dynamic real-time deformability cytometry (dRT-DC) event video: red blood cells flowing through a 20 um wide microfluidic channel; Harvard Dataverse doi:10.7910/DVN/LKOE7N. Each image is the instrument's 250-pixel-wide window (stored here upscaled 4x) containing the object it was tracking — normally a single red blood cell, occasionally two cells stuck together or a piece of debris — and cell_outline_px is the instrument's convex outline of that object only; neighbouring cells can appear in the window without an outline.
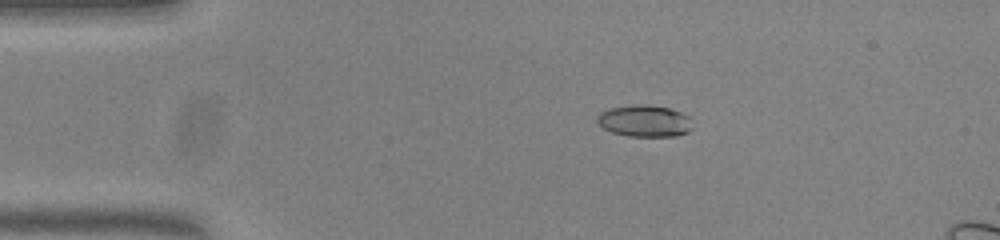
{"species": "common noctule bat (a hibernating species)", "species_latin": "Nyctalus noctula", "temperature_condition": "warm", "stored_images_in_passage": 53, "camera_frame_rate_fps": 3000, "um_per_image_px": 0.085, "animal": {"sex": "female", "body_mass_g": 23.0, "forearm_length_mm": 53.4}, "frame": {"image": 1, "passage_image": 10, "time_ms": 3.0, "image_size_px": [1000, 240], "cell_outline_px": [[692, 128], [688, 132], [676, 136], [628, 136], [612, 132], [604, 128], [596, 120], [596, 116], [600, 112], [608, 108], [640, 104], [644, 104], [668, 108], [680, 112], [688, 116]], "centroid_in_image_um": [54.76, 10.28], "position_along_channel_um": 30.2, "area_um2": 17.51}}
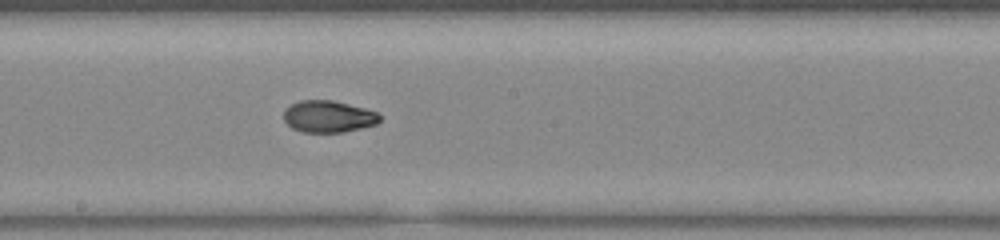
{"frame": {"image": 2, "passage_image": 29, "time_ms": 9.333, "image_size_px": [1000, 240], "cell_outline_px": [[380, 120], [376, 124], [344, 132], [304, 132], [292, 128], [284, 120], [284, 112], [292, 104], [300, 100], [332, 100], [380, 112]], "centroid_in_image_um": [27.94, 9.9], "position_along_channel_um": 220.3, "area_um2": 17.69}}
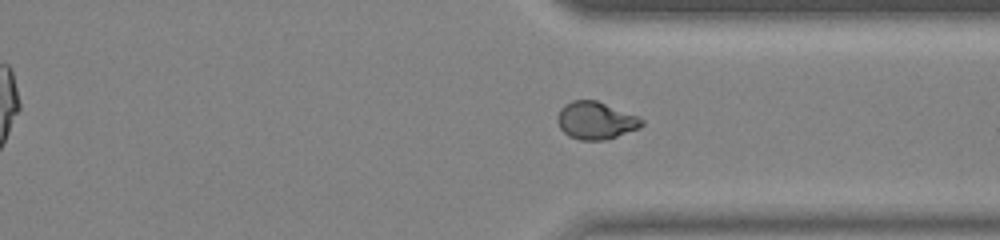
{"frame": {"image": 3, "passage_image": 40, "time_ms": 13.0, "image_size_px": [1000, 240], "cell_outline_px": [[644, 124], [640, 128], [604, 140], [580, 140], [568, 136], [560, 128], [556, 120], [556, 116], [560, 108], [564, 104], [572, 100], [596, 100], [640, 116], [644, 120]], "centroid_in_image_um": [50.63, 10.23], "position_along_channel_um": 360.8, "area_um2": 18.67}}